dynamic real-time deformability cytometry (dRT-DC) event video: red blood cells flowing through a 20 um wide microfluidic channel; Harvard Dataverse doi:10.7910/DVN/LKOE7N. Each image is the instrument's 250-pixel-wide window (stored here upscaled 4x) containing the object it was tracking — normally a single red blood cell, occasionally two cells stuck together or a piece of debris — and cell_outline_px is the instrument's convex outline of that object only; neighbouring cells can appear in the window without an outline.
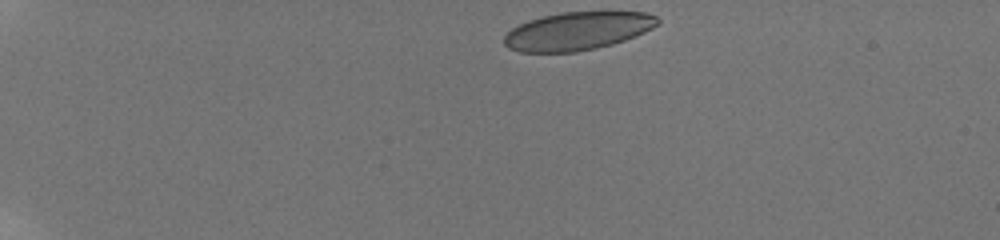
{"species": "human", "species_latin": "Homo sapiens", "temperature_condition": "room temperature", "stored_images_in_passage": 21, "camera_frame_rate_fps": 3000, "um_per_image_px": 0.085, "donor": {"sex": "male"}, "frame": {"image": 1, "passage_image": 1, "time_ms": 0.0, "image_size_px": [1000, 240], "cell_outline_px": [[660, 24], [636, 36], [612, 44], [596, 48], [576, 52], [520, 52], [508, 48], [504, 44], [504, 36], [512, 28], [528, 20], [544, 16], [564, 12], [644, 12], [656, 16], [660, 20]], "centroid_in_image_um": [49.1, 2.64], "position_along_channel_um": 35.9, "area_um2": 33.99}}
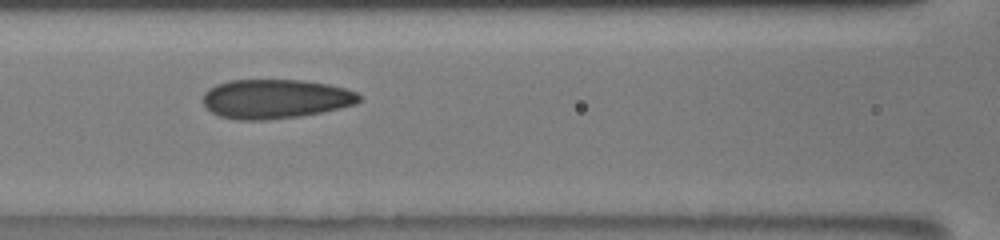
{"frame": {"image": 2, "passage_image": 16, "time_ms": 5.333, "image_size_px": [1000, 240], "cell_outline_px": [[360, 100], [356, 104], [324, 112], [300, 116], [268, 120], [236, 120], [220, 116], [212, 112], [204, 104], [204, 92], [208, 88], [216, 84], [232, 80], [304, 80], [328, 84], [344, 88], [356, 92], [360, 96]], "centroid_in_image_um": [23.41, 8.41], "position_along_channel_um": 143.2, "area_um2": 35.84}}
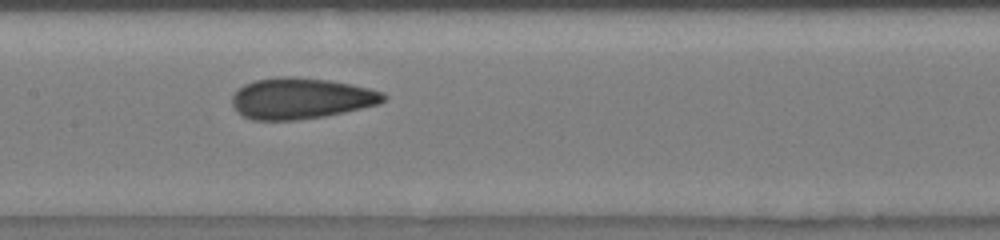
{"frame": {"image": 3, "passage_image": 19, "time_ms": 6.333, "image_size_px": [1000, 240], "cell_outline_px": [[388, 96], [380, 104], [344, 112], [324, 116], [296, 120], [252, 120], [236, 112], [232, 104], [232, 96], [244, 84], [256, 80], [276, 76], [292, 76], [328, 80], [352, 84], [384, 92]], "centroid_in_image_um": [25.58, 8.36], "position_along_channel_um": 181.8, "area_um2": 36.36}}